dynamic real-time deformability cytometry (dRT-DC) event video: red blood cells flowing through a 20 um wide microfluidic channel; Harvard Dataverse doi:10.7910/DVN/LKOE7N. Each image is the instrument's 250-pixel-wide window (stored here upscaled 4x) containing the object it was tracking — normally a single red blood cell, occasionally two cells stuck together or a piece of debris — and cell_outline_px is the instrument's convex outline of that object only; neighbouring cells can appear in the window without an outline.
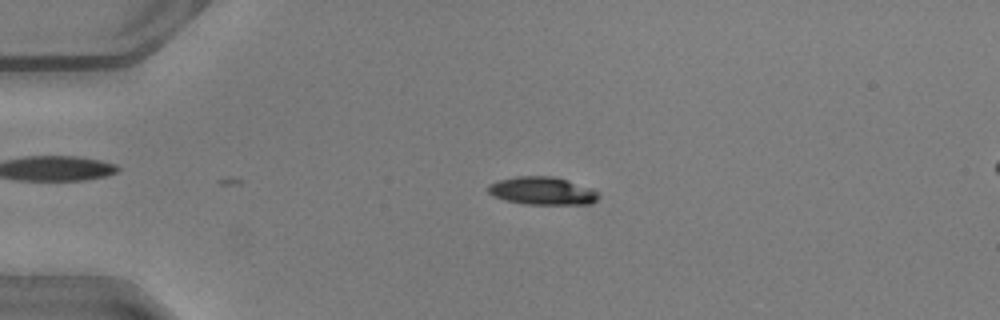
{"species": "common noctule bat (a hibernating species)", "species_latin": "Nyctalus noctula", "temperature_condition": "warm", "stored_images_in_passage": 39, "camera_frame_rate_fps": 3000, "um_per_image_px": 0.085, "animal": {"sex": "male", "body_mass_g": 20.5, "forearm_length_mm": 52.5}, "frame": {"image": 1, "passage_image": 1, "time_ms": 0.0, "image_size_px": [1000, 320], "cell_outline_px": [[596, 200], [592, 204], [524, 204], [504, 200], [492, 196], [488, 192], [488, 184], [500, 180], [516, 176], [556, 176], [568, 180], [588, 188], [596, 192]], "centroid_in_image_um": [46.02, 16.22], "position_along_channel_um": 39.0, "area_um2": 17.8}}
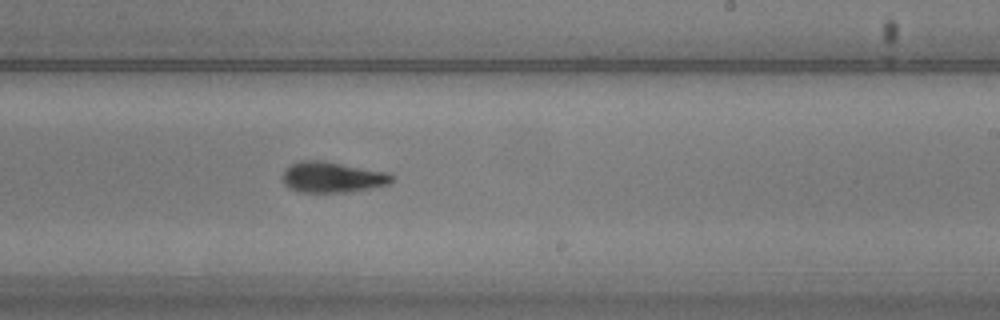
{"frame": {"image": 2, "passage_image": 20, "time_ms": 6.333, "image_size_px": [1000, 320], "cell_outline_px": [[392, 180], [388, 184], [368, 188], [344, 192], [300, 192], [288, 188], [284, 184], [280, 176], [284, 168], [300, 160], [324, 160], [388, 172], [392, 176]], "centroid_in_image_um": [28.16, 15.04], "position_along_channel_um": 260.8, "area_um2": 19.71}}
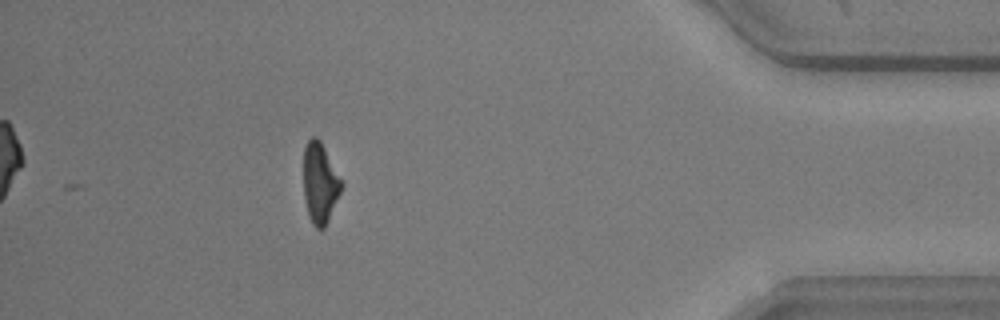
{"frame": {"image": 3, "passage_image": 34, "time_ms": 11.0, "image_size_px": [1000, 320], "cell_outline_px": [[344, 184], [328, 220], [324, 228], [316, 228], [312, 224], [308, 216], [304, 200], [304, 148], [308, 140], [312, 136], [316, 136], [320, 140]], "centroid_in_image_um": [27.19, 15.56], "position_along_channel_um": 408.0, "area_um2": 17.74}, "authors_computed_cell_mechanics": {"area_um2": 19.1318, "velocity_mm_per_s": 4.1136, "shape_relaxation_time_tau1_ms": 2.1944, "shape_relaxation_time_tau2_ms": 4.5951, "deformation_change_tau1": 0.1398, "deformation_change_tau2": 0.0897}}